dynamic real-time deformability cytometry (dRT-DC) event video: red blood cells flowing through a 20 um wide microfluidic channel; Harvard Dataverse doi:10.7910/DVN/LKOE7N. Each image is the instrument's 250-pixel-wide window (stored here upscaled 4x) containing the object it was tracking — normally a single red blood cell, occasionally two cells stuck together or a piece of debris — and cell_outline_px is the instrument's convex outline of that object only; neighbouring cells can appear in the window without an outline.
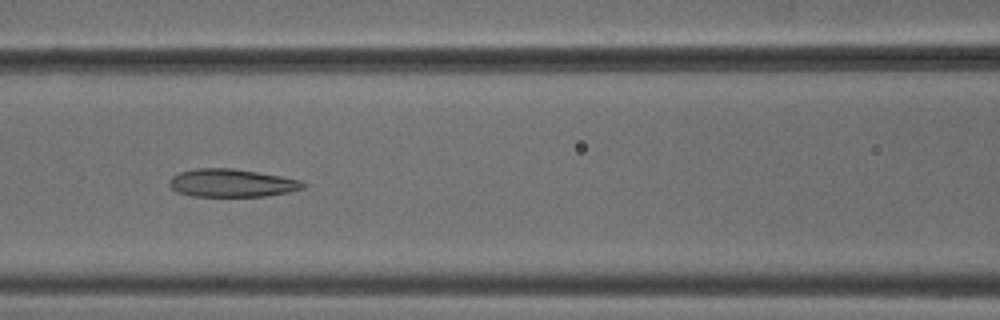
{"species": "common noctule bat (a hibernating species)", "species_latin": "Nyctalus noctula", "temperature_condition": "cold", "stored_images_in_passage": 8, "camera_frame_rate_fps": 3000, "um_per_image_px": 0.085, "animal": {"sex": "male", "body_mass_g": 18.8}, "frame": {"image": 1, "passage_image": 7, "time_ms": 2.0, "image_size_px": [1000, 320], "cell_outline_px": [[308, 184], [304, 188], [288, 192], [264, 196], [192, 196], [176, 192], [168, 184], [168, 180], [172, 176], [180, 172], [192, 168], [232, 168], [280, 176], [300, 180]], "centroid_in_image_um": [19.66, 15.55], "position_along_channel_um": 146.9, "area_um2": 21.85}}
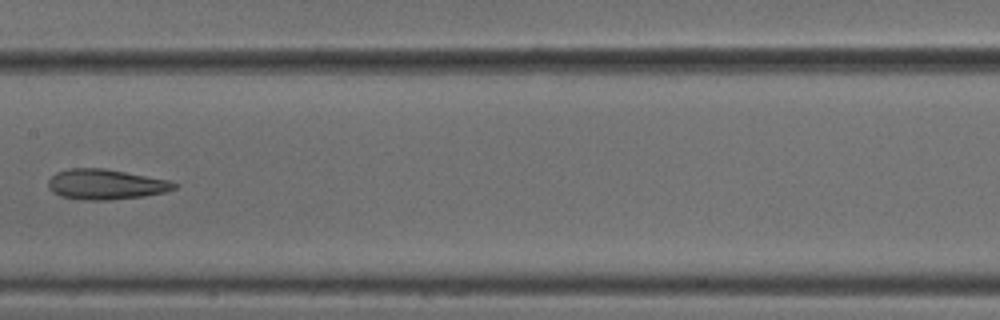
{"frame": {"image": 2, "passage_image": 8, "time_ms": 2.333, "image_size_px": [1000, 320], "cell_outline_px": [[180, 184], [176, 188], [164, 192], [144, 196], [108, 200], [88, 200], [60, 196], [52, 192], [48, 188], [48, 180], [56, 172], [68, 168], [104, 168], [168, 180]], "centroid_in_image_um": [8.97, 15.67], "position_along_channel_um": 198.4, "area_um2": 22.2}}